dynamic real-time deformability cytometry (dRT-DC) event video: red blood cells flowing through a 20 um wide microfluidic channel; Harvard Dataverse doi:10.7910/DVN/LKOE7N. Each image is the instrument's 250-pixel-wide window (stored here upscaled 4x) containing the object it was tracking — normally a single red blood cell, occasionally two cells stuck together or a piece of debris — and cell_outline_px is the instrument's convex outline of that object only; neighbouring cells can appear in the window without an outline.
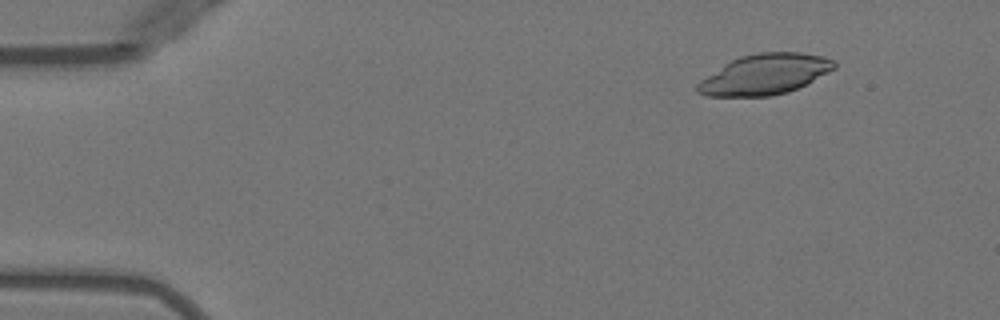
{"species": "Egyptian fruit bat (a non-hibernating species)", "species_latin": "Rousettus aegyptiacus", "temperature_condition": "warm", "stored_images_in_passage": 33, "camera_frame_rate_fps": 3000, "um_per_image_px": 0.085, "animal": {"sex": "female"}, "frame": {"image": 1, "passage_image": 4, "time_ms": 1.0, "image_size_px": [1000, 320], "cell_outline_px": [[836, 68], [808, 84], [788, 92], [768, 96], [704, 96], [696, 92], [696, 84], [700, 80], [724, 64], [740, 56], [760, 52], [800, 52], [824, 56], [836, 60]], "centroid_in_image_um": [65.03, 6.32], "position_along_channel_um": 20.0, "area_um2": 32.48}}